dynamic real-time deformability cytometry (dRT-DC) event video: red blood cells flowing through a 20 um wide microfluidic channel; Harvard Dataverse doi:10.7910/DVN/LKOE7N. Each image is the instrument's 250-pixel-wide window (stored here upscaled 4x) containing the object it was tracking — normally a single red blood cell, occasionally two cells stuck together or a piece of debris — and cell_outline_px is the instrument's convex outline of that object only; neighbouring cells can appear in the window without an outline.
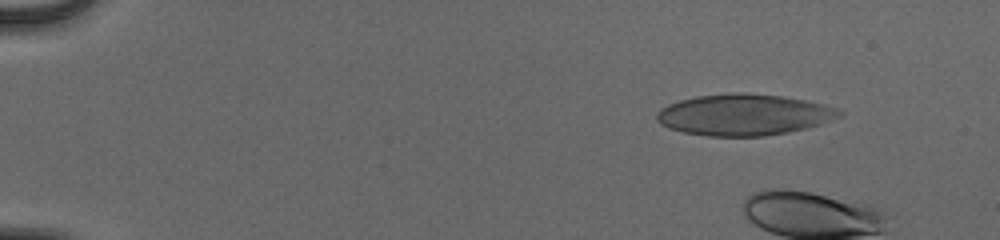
{"species": "human", "species_latin": "Homo sapiens", "temperature_condition": "cold", "stored_images_in_passage": 12, "camera_frame_rate_fps": 3000, "um_per_image_px": 0.085, "donor": {"sex": "male"}, "frame": {"image": 1, "passage_image": 7, "time_ms": 2.0, "image_size_px": [1000, 240], "cell_outline_px": [[844, 112], [840, 116], [820, 124], [808, 128], [788, 132], [764, 136], [708, 136], [684, 132], [668, 128], [660, 124], [656, 120], [656, 112], [660, 108], [668, 104], [680, 100], [696, 96], [732, 92], [748, 92], [780, 96], [804, 100], [824, 104], [840, 108]], "centroid_in_image_um": [63.22, 9.75], "position_along_channel_um": 21.8, "area_um2": 44.22}}